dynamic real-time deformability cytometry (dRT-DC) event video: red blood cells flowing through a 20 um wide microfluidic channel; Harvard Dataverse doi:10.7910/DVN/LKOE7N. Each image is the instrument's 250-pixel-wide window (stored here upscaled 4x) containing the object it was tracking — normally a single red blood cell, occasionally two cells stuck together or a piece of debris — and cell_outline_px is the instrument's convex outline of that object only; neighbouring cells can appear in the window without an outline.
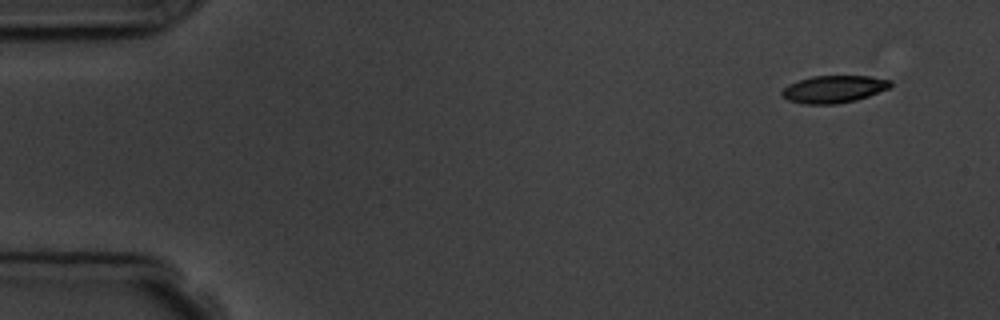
{"species": "common noctule bat (a hibernating species)", "species_latin": "Nyctalus noctula", "temperature_condition": "room temperature", "stored_images_in_passage": 9, "camera_frame_rate_fps": 3000, "um_per_image_px": 0.085, "animal": {"sex": "male", "body_mass_g": 19.5, "forearm_length_mm": 54.6}, "frame": {"image": 1, "passage_image": 1, "time_ms": 0.0, "image_size_px": [1000, 320], "cell_outline_px": [[892, 84], [888, 88], [868, 96], [856, 100], [836, 104], [804, 104], [788, 100], [780, 96], [780, 92], [788, 84], [812, 76], [872, 76], [892, 80]], "centroid_in_image_um": [70.85, 7.58], "position_along_channel_um": 14.1, "area_um2": 17.34}}